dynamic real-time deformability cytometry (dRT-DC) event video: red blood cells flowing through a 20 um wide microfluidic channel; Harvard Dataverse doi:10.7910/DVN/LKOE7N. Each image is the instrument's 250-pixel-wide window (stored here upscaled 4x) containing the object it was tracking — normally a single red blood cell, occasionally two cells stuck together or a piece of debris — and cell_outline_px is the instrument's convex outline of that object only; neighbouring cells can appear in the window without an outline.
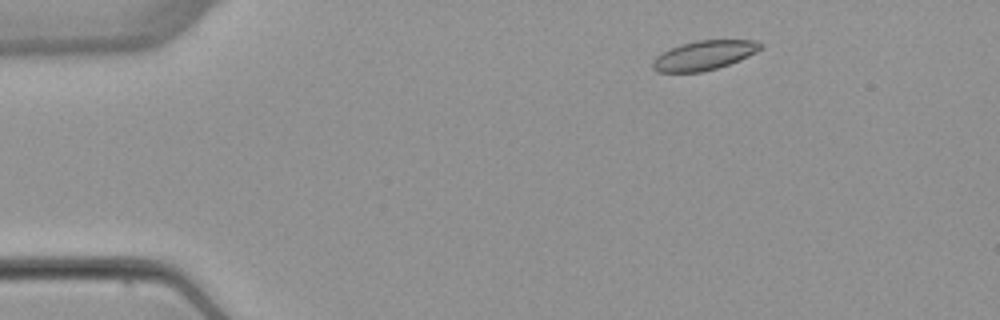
{"species": "common noctule bat (a hibernating species)", "species_latin": "Nyctalus noctula", "temperature_condition": "warm", "stored_images_in_passage": 4, "camera_frame_rate_fps": 3000, "um_per_image_px": 0.085, "animal": {"sex": "female", "body_mass_g": 22.7, "forearm_length_mm": 54.2}, "frame": {"image": 1, "passage_image": 2, "time_ms": 1.333, "image_size_px": [1000, 320], "cell_outline_px": [[764, 48], [740, 60], [716, 68], [700, 72], [656, 72], [652, 68], [652, 60], [656, 56], [680, 44], [696, 40], [756, 40], [764, 44]], "centroid_in_image_um": [59.86, 4.69], "position_along_channel_um": 25.1, "area_um2": 18.5}}